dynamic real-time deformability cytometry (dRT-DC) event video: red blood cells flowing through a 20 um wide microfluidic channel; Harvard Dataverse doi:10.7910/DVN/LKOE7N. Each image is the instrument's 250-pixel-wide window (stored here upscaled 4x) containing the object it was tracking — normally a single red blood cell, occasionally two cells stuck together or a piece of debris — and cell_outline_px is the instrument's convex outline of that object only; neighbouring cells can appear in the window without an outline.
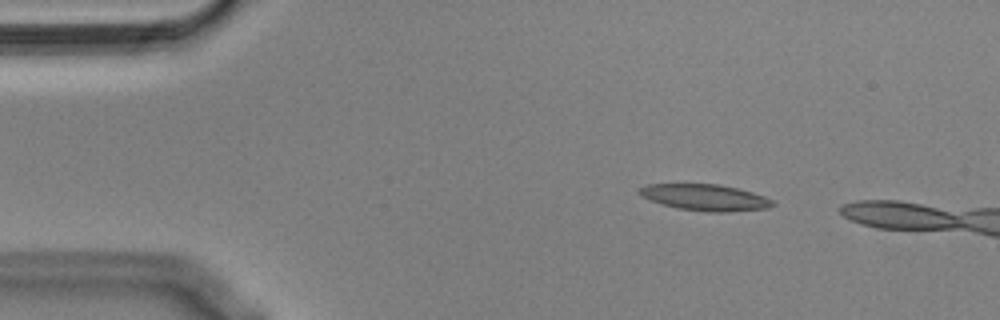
{"species": "Egyptian fruit bat (a non-hibernating species)", "species_latin": "Rousettus aegyptiacus", "temperature_condition": "cold", "stored_images_in_passage": 12, "camera_frame_rate_fps": 3000, "um_per_image_px": 0.085, "animal": {"sex": "male"}, "frame": {"image": 1, "passage_image": 6, "time_ms": 1.667, "image_size_px": [1000, 320], "cell_outline_px": [[776, 204], [768, 208], [728, 212], [708, 212], [676, 208], [652, 200], [636, 192], [640, 188], [648, 184], [716, 184], [736, 188], [752, 192], [764, 196], [772, 200]], "centroid_in_image_um": [59.96, 16.79], "position_along_channel_um": 25.0, "area_um2": 20.23}}